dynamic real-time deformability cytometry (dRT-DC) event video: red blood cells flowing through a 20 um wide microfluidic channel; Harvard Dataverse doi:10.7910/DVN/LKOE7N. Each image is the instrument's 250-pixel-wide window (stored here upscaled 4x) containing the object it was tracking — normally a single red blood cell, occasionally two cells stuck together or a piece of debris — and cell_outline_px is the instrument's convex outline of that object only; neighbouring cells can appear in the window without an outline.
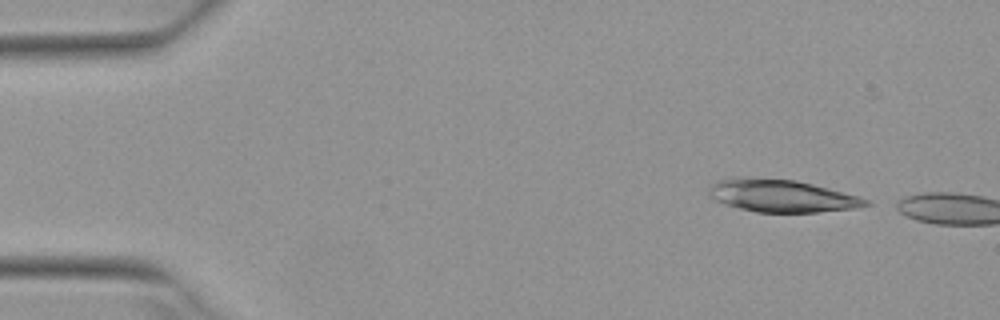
{"species": "Egyptian fruit bat (a non-hibernating species)", "species_latin": "Rousettus aegyptiacus", "temperature_condition": "warm", "stored_images_in_passage": 5, "camera_frame_rate_fps": 3000, "um_per_image_px": 0.085, "animal": {"sex": "female"}, "frame": {"image": 1, "passage_image": 5, "time_ms": 1.333, "image_size_px": [1000, 320], "cell_outline_px": [[872, 204], [856, 208], [816, 212], [756, 212], [724, 204], [716, 200], [708, 192], [708, 188], [716, 180], [732, 176], [744, 176], [796, 180], [860, 196], [868, 200]], "centroid_in_image_um": [66.41, 16.62], "position_along_channel_um": 18.6, "area_um2": 29.94}}